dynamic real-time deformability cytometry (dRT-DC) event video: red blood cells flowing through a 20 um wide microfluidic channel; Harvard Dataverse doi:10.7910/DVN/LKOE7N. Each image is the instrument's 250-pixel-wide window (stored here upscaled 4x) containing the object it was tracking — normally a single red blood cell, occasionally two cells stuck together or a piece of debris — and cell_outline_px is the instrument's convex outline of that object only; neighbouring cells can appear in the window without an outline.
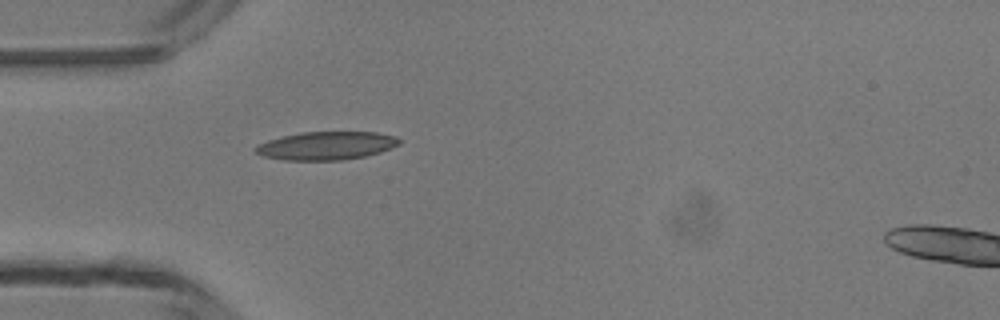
{"species": "common noctule bat (a hibernating species)", "species_latin": "Nyctalus noctula", "temperature_condition": "room temperature", "stored_images_in_passage": 2, "camera_frame_rate_fps": 3000, "um_per_image_px": 0.085, "animal": {"sex": "male", "body_mass_g": 13.3}, "frame": {"image": 1, "passage_image": 1, "time_ms": 0.0, "image_size_px": [1000, 320], "cell_outline_px": [[404, 140], [400, 144], [380, 152], [364, 156], [340, 160], [284, 160], [264, 156], [256, 152], [252, 148], [256, 144], [268, 140], [300, 132], [376, 132], [396, 136]], "centroid_in_image_um": [27.75, 12.38], "position_along_channel_um": 57.3, "area_um2": 23.7}}